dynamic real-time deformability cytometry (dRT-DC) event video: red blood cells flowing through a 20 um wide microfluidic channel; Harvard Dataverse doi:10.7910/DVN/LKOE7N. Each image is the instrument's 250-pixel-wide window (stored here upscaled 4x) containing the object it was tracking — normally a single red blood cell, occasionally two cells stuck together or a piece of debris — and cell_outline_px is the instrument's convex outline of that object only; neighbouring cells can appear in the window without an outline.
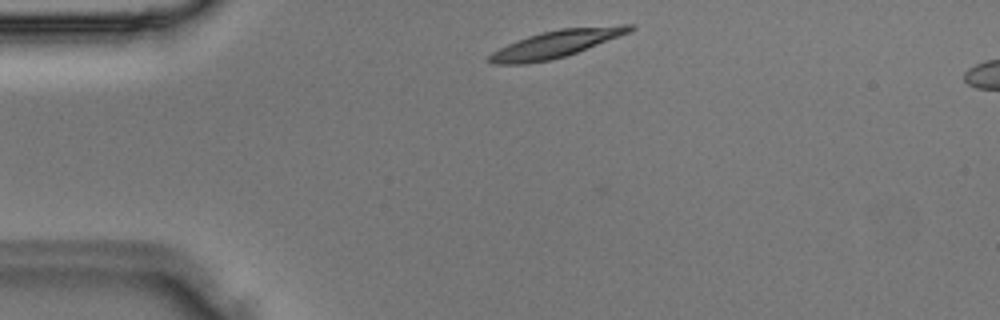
{"species": "Egyptian fruit bat (a non-hibernating species)", "species_latin": "Rousettus aegyptiacus", "temperature_condition": "room temperature", "stored_images_in_passage": 3, "camera_frame_rate_fps": 3000, "um_per_image_px": 0.085, "animal": {"sex": "male"}, "frame": {"image": 1, "passage_image": 1, "time_ms": 0.0, "image_size_px": [1000, 320], "cell_outline_px": [[636, 28], [632, 32], [576, 52], [564, 56], [548, 60], [524, 64], [492, 64], [484, 60], [492, 52], [516, 40], [540, 32], [560, 28], [620, 24], [632, 24]], "centroid_in_image_um": [47.28, 3.71], "position_along_channel_um": 37.7, "area_um2": 22.48}}